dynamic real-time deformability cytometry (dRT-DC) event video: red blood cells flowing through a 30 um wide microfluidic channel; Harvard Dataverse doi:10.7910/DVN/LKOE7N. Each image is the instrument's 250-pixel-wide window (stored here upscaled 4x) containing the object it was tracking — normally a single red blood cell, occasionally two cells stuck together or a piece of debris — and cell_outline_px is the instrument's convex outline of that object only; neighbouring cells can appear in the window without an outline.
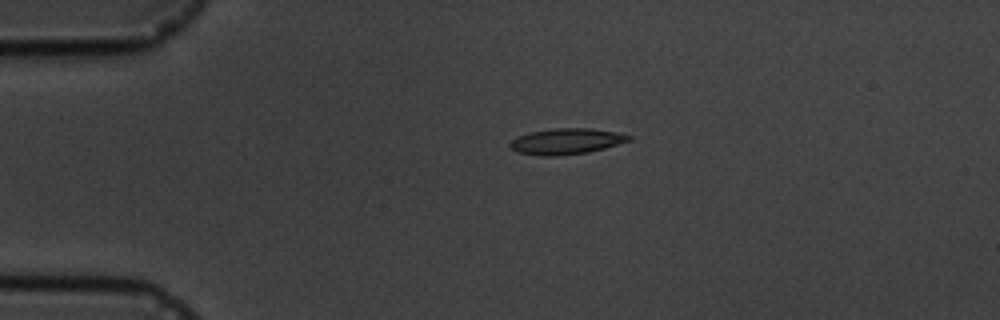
{"species": "common noctule bat (a hibernating species)", "species_latin": "Nyctalus noctula", "temperature_condition": "cold", "stored_images_in_passage": 2, "camera_frame_rate_fps": 3000, "um_per_image_px": 0.085, "animal": {"sex": "male", "body_mass_g": 19.5, "forearm_length_mm": 54.6}, "frame": {"image": 1, "passage_image": 1, "time_ms": 0.0, "image_size_px": [1000, 320], "cell_outline_px": [[632, 140], [604, 148], [588, 152], [560, 156], [544, 156], [520, 152], [512, 148], [508, 144], [512, 140], [520, 136], [532, 132], [556, 128], [588, 128], [612, 132], [632, 136]], "centroid_in_image_um": [48.16, 12.02], "position_along_channel_um": 36.8, "area_um2": 17.51}}